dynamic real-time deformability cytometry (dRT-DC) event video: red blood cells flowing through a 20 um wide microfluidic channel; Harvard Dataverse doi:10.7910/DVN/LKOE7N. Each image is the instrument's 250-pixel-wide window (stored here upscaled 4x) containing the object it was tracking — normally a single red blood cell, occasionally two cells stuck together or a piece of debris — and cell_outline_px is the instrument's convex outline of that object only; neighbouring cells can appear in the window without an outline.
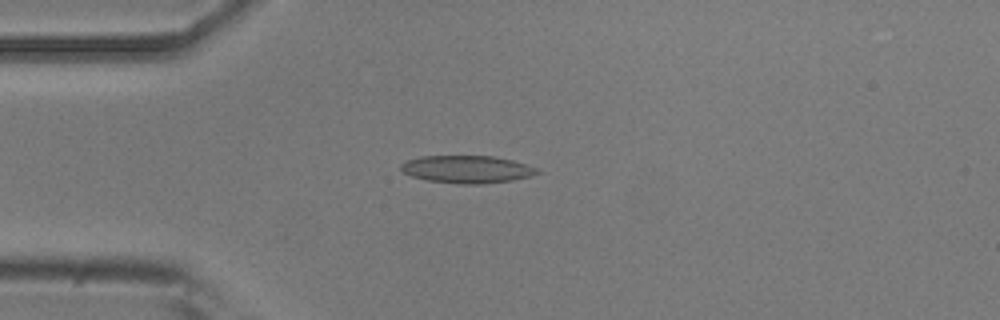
{"species": "common noctule bat (a hibernating species)", "species_latin": "Nyctalus noctula", "temperature_condition": "room temperature", "stored_images_in_passage": 42, "camera_frame_rate_fps": 3000, "um_per_image_px": 0.085, "animal": {"sex": "male", "body_mass_g": 20.5, "forearm_length_mm": 52.5}, "frame": {"image": 1, "passage_image": 3, "time_ms": 0.667, "image_size_px": [1000, 320], "cell_outline_px": [[540, 172], [532, 176], [512, 180], [484, 184], [460, 184], [428, 180], [412, 176], [404, 172], [400, 168], [400, 164], [408, 160], [420, 156], [492, 156], [512, 160], [536, 168]], "centroid_in_image_um": [39.69, 14.39], "position_along_channel_um": 45.3, "area_um2": 21.73}}
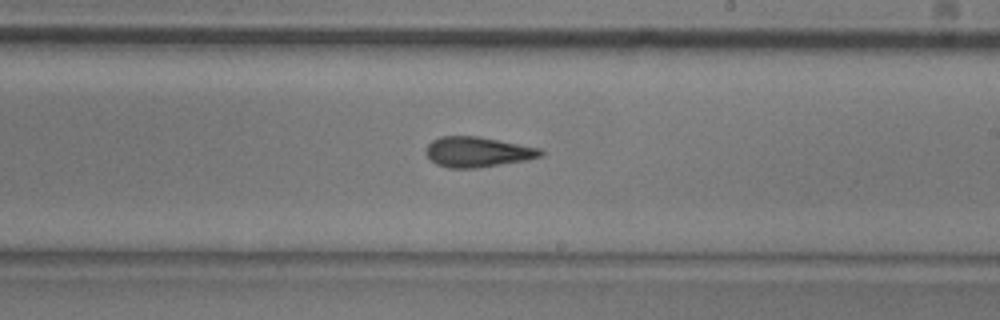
{"frame": {"image": 2, "passage_image": 20, "time_ms": 6.333, "image_size_px": [1000, 320], "cell_outline_px": [[544, 156], [528, 160], [480, 168], [448, 168], [436, 164], [428, 156], [428, 144], [432, 140], [440, 136], [476, 136], [540, 148], [544, 152]], "centroid_in_image_um": [40.64, 12.93], "position_along_channel_um": 248.4, "area_um2": 20.17}}
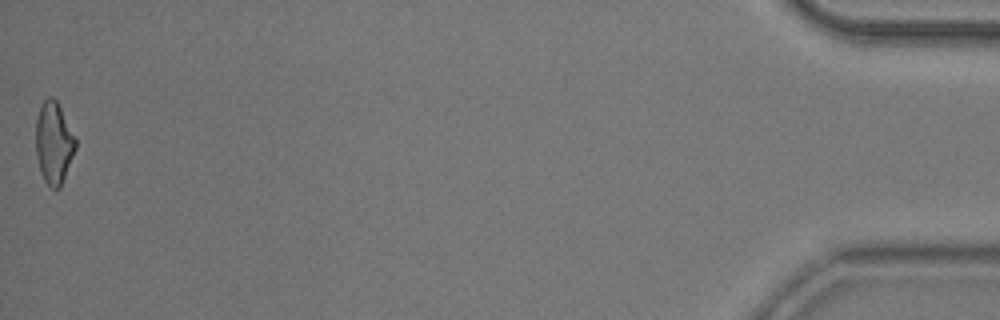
{"frame": {"image": 3, "passage_image": 42, "time_ms": 13.667, "image_size_px": [1000, 320], "cell_outline_px": [[76, 148], [60, 188], [52, 188], [44, 180], [40, 172], [36, 156], [36, 120], [40, 108], [44, 100], [48, 96], [52, 96], [56, 100], [76, 140]], "centroid_in_image_um": [4.56, 12.16], "position_along_channel_um": 430.6, "area_um2": 18.67}, "authors_computed_cell_mechanics": {"area_um2": 19.7965, "velocity_mm_per_s": 3.8332, "shape_relaxation_time_tau1_ms": null, "shape_relaxation_time_tau2_ms": 2.1989, "deformation_change_tau1": null, "deformation_change_tau2": 0.1132}}